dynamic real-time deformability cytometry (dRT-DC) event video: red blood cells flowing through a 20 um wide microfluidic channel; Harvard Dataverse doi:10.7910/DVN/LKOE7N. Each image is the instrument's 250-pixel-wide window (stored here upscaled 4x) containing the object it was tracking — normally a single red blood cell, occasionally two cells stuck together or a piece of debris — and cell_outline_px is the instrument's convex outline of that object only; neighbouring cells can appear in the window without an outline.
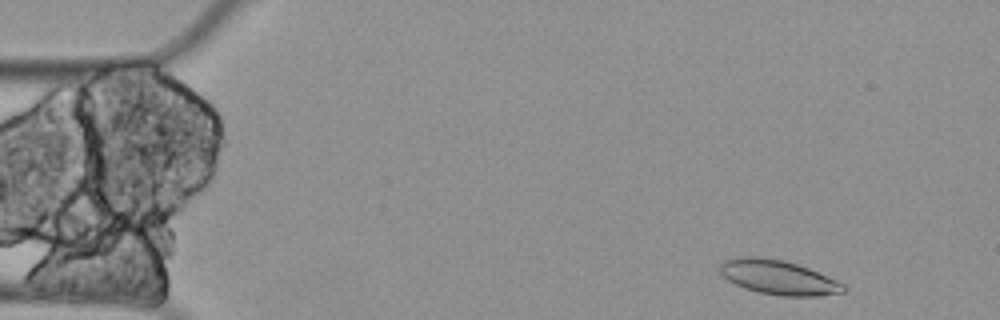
{"species": "Egyptian fruit bat (a non-hibernating species)", "species_latin": "Rousettus aegyptiacus", "temperature_condition": "cold", "stored_images_in_passage": 4, "camera_frame_rate_fps": 3000, "um_per_image_px": 0.085, "animal": {"sex": "female"}, "frame": {"image": 1, "passage_image": 1, "time_ms": 0.0, "image_size_px": [1000, 320], "cell_outline_px": [[848, 288], [844, 292], [820, 296], [780, 296], [760, 292], [744, 288], [728, 280], [720, 272], [720, 264], [724, 260], [744, 256], [752, 256], [784, 260], [808, 268], [836, 280], [844, 284]], "centroid_in_image_um": [66.18, 23.58], "position_along_channel_um": 18.8, "area_um2": 24.62}}
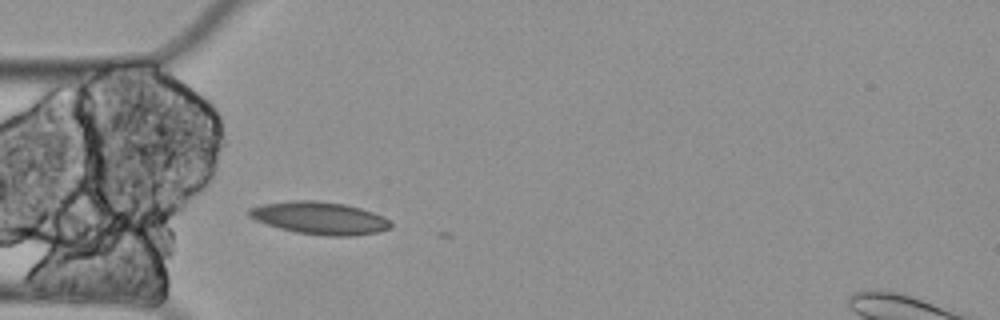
{"frame": {"image": 2, "passage_image": 4, "time_ms": 1.0, "image_size_px": [1000, 320], "cell_outline_px": [[392, 228], [380, 232], [356, 236], [324, 236], [296, 232], [280, 228], [256, 220], [248, 216], [248, 208], [260, 204], [296, 200], [316, 200], [344, 204], [360, 208], [384, 216], [392, 224]], "centroid_in_image_um": [27.2, 18.54], "position_along_channel_um": 57.8, "area_um2": 26.99}}